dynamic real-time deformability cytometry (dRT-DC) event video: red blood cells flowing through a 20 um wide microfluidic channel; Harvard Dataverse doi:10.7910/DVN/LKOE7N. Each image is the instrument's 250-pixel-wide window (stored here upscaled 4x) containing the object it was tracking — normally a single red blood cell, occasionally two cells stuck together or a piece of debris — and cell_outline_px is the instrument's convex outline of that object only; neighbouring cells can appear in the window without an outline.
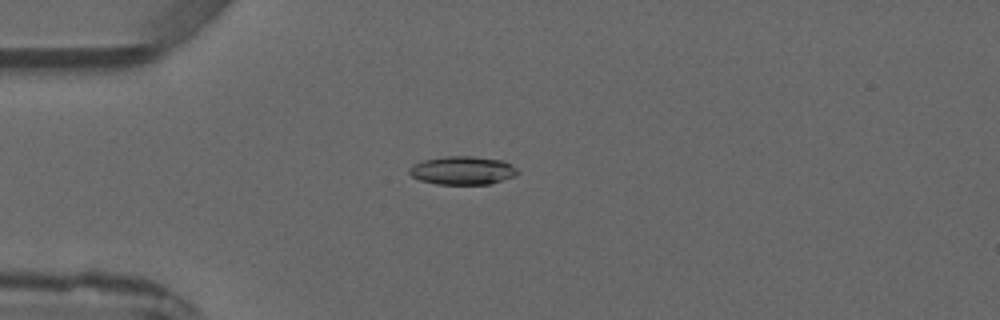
{"species": "common noctule bat (a hibernating species)", "species_latin": "Nyctalus noctula", "temperature_condition": "warm", "stored_images_in_passage": 3, "camera_frame_rate_fps": 3000, "um_per_image_px": 0.085, "animal": {"sex": "male", "forearm_length_mm": 52.5}, "frame": {"image": 1, "passage_image": 3, "time_ms": 2.333, "image_size_px": [1000, 320], "cell_outline_px": [[520, 172], [516, 176], [488, 184], [436, 184], [420, 180], [412, 176], [408, 172], [408, 168], [424, 160], [448, 156], [472, 156], [504, 160], [516, 168]], "centroid_in_image_um": [39.34, 14.49], "position_along_channel_um": 45.7, "area_um2": 17.86}}